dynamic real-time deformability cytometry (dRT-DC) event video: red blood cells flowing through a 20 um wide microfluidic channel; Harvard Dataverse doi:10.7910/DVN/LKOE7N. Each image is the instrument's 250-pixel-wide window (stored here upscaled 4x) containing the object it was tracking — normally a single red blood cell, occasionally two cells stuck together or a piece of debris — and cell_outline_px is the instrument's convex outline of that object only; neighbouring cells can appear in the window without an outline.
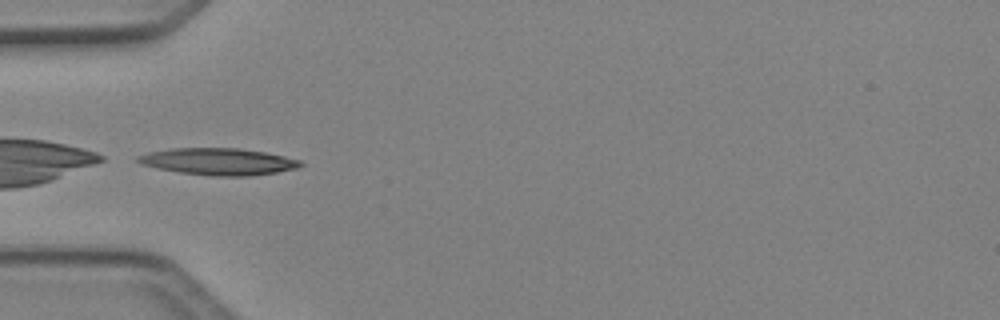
{"species": "Egyptian fruit bat (a non-hibernating species)", "species_latin": "Rousettus aegyptiacus", "temperature_condition": "cold", "stored_images_in_passage": 3, "camera_frame_rate_fps": 3000, "um_per_image_px": 0.085, "animal": {"sex": "female"}, "frame": {"image": 1, "passage_image": 2, "time_ms": 0.333, "image_size_px": [1000, 320], "cell_outline_px": [[304, 164], [300, 168], [252, 176], [212, 176], [180, 172], [140, 164], [136, 160], [136, 156], [148, 152], [172, 148], [240, 148], [264, 152], [284, 156], [300, 160]], "centroid_in_image_um": [18.59, 13.73], "position_along_channel_um": 66.4, "area_um2": 25.49}}
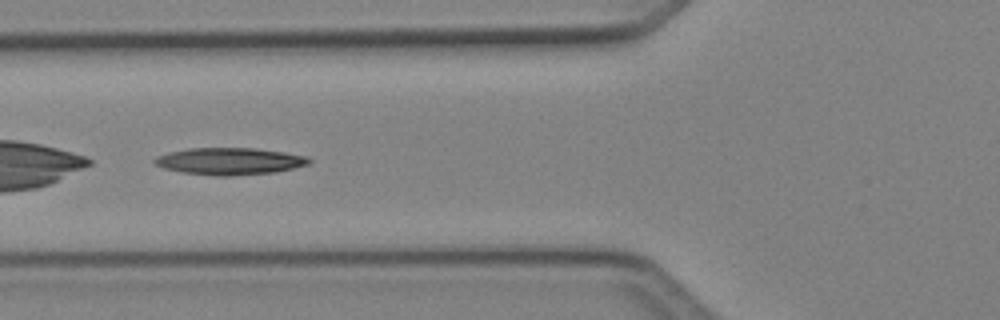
{"frame": {"image": 2, "passage_image": 3, "time_ms": 0.667, "image_size_px": [1000, 320], "cell_outline_px": [[312, 164], [276, 172], [232, 176], [216, 176], [180, 172], [164, 168], [156, 164], [152, 160], [156, 156], [168, 152], [188, 148], [252, 148], [284, 152], [308, 156], [312, 160]], "centroid_in_image_um": [19.54, 13.71], "position_along_channel_um": 106.3, "area_um2": 24.57}}